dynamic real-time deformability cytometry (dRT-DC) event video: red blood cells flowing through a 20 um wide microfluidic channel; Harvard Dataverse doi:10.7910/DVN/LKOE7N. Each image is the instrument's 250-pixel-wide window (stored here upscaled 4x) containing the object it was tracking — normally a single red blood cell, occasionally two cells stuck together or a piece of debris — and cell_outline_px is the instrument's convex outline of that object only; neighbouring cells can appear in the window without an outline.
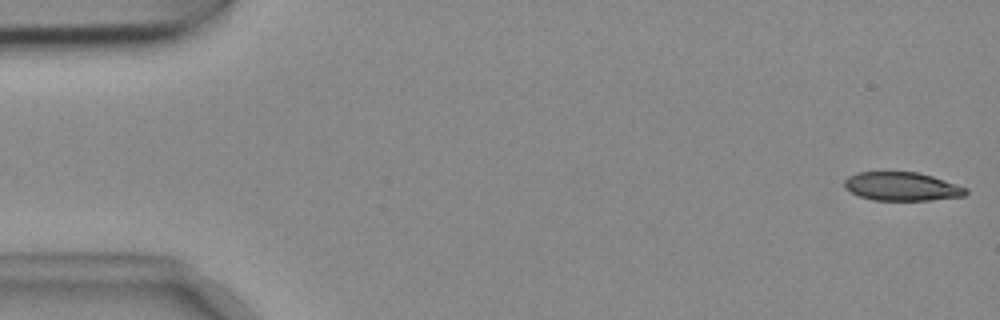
{"species": "common noctule bat (a hibernating species)", "species_latin": "Nyctalus noctula", "temperature_condition": "cold", "stored_images_in_passage": 53, "camera_frame_rate_fps": 3000, "um_per_image_px": 0.085, "animal": {"sex": "female", "body_mass_g": 18.4}, "frame": {"image": 1, "passage_image": 1, "time_ms": 0.0, "image_size_px": [1000, 320], "cell_outline_px": [[968, 192], [964, 196], [928, 200], [872, 200], [860, 196], [844, 188], [844, 180], [848, 176], [856, 172], [916, 172], [932, 176], [968, 188]], "centroid_in_image_um": [76.64, 15.85], "position_along_channel_um": 8.4, "area_um2": 20.17}}
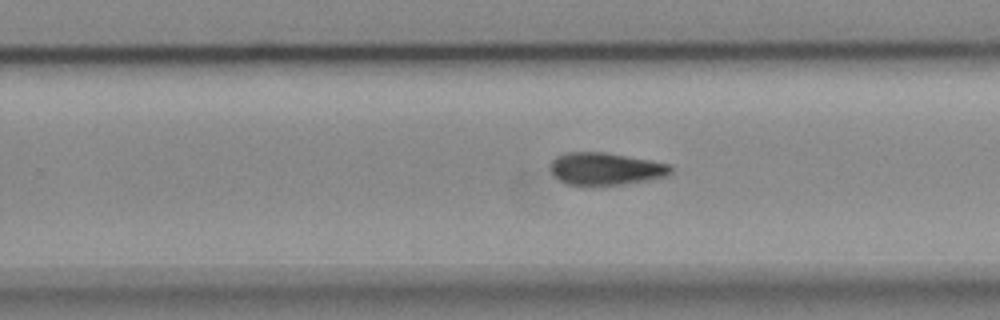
{"frame": {"image": 2, "passage_image": 33, "time_ms": 10.667, "image_size_px": [1000, 320], "cell_outline_px": [[672, 172], [664, 176], [644, 180], [620, 184], [568, 184], [560, 180], [552, 172], [552, 160], [556, 156], [568, 152], [604, 152], [672, 164]], "centroid_in_image_um": [51.49, 14.32], "position_along_channel_um": 278.3, "area_um2": 22.08}}
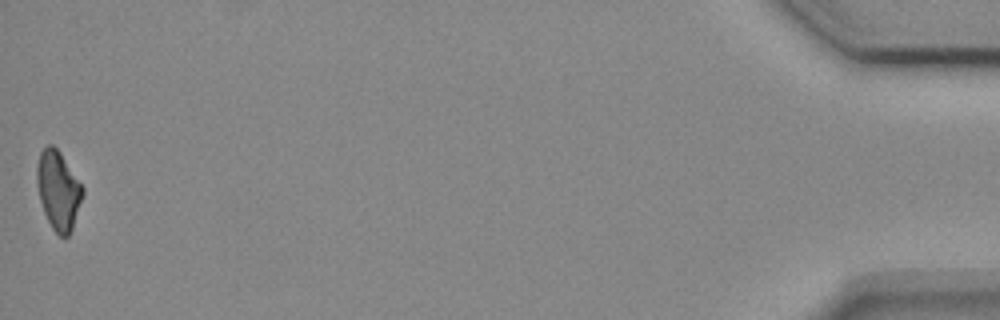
{"frame": {"image": 3, "passage_image": 53, "time_ms": 17.333, "image_size_px": [1000, 320], "cell_outline_px": [[84, 192], [72, 228], [68, 236], [60, 236], [52, 228], [44, 212], [40, 200], [36, 180], [36, 168], [40, 152], [48, 144], [52, 144], [60, 152], [84, 188]], "centroid_in_image_um": [4.94, 16.15], "position_along_channel_um": 430.3, "area_um2": 20.75}, "authors_computed_cell_mechanics": {"area_um2": 22.1374, "velocity_mm_per_s": 3.745, "shape_relaxation_time_tau1_ms": 4.6122, "shape_relaxation_time_tau2_ms": 10.5191, "deformation_change_tau1": 0.1348, "deformation_change_tau2": 0.1737}}